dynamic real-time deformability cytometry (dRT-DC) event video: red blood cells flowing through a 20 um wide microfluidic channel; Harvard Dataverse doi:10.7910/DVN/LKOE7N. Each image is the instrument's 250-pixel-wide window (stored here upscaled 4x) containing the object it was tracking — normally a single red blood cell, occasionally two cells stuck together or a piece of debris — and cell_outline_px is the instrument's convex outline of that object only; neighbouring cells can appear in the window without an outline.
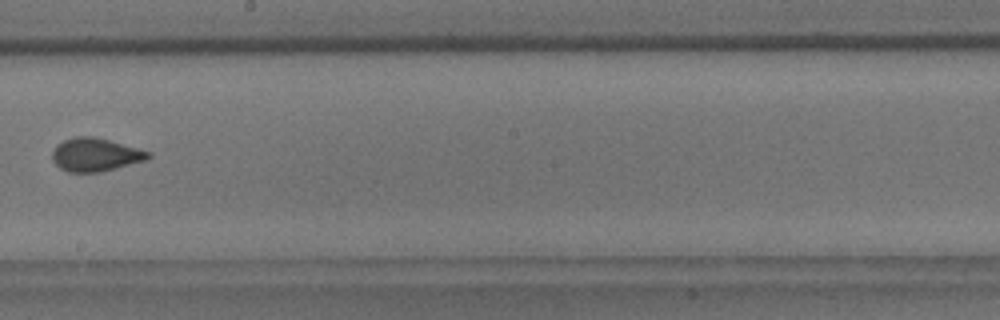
{"species": "common noctule bat (a hibernating species)", "species_latin": "Nyctalus noctula", "temperature_condition": "room temperature", "stored_images_in_passage": 7, "camera_frame_rate_fps": 3000, "um_per_image_px": 0.085, "animal": {"sex": "male", "body_mass_g": 18.8}, "frame": {"image": 1, "passage_image": 6, "time_ms": 5.667, "image_size_px": [1000, 320], "cell_outline_px": [[152, 156], [148, 160], [100, 172], [68, 172], [60, 168], [52, 160], [52, 152], [56, 144], [64, 140], [76, 136], [92, 136], [108, 140], [152, 152]], "centroid_in_image_um": [8.12, 13.15], "position_along_channel_um": 240.1, "area_um2": 18.67}}
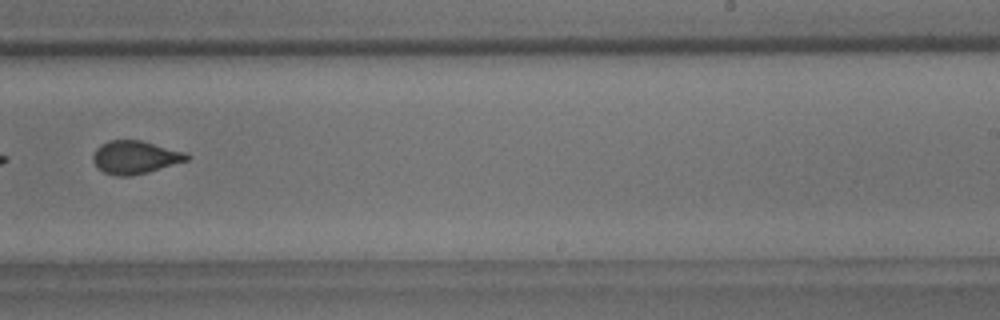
{"frame": {"image": 2, "passage_image": 7, "time_ms": 6.667, "image_size_px": [1000, 320], "cell_outline_px": [[192, 156], [188, 160], [148, 172], [132, 176], [116, 176], [104, 172], [92, 160], [92, 156], [96, 148], [100, 144], [108, 140], [140, 140], [184, 152]], "centroid_in_image_um": [11.47, 13.36], "position_along_channel_um": 277.5, "area_um2": 17.98}}